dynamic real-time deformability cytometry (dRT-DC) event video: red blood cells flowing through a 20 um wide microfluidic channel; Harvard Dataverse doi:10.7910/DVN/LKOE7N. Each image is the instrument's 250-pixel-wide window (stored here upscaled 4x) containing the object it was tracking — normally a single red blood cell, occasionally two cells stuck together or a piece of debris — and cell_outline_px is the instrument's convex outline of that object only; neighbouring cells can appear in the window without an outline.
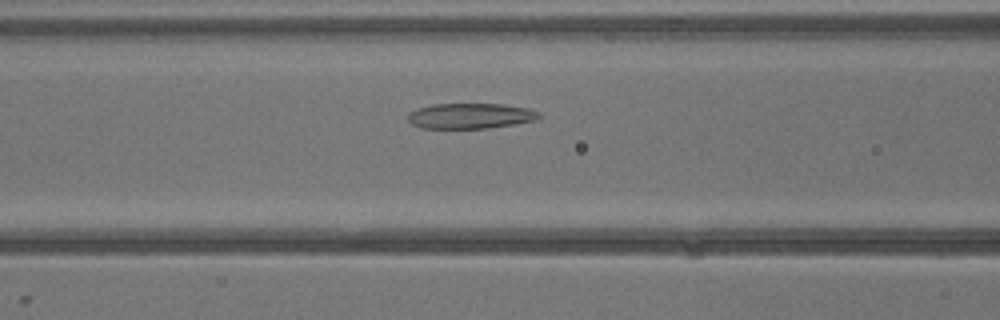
{"species": "common noctule bat (a hibernating species)", "species_latin": "Nyctalus noctula", "temperature_condition": "warm", "stored_images_in_passage": 35, "camera_frame_rate_fps": 3000, "um_per_image_px": 0.085, "animal": {"sex": "male", "body_mass_g": 13.3}, "frame": {"image": 1, "passage_image": 12, "time_ms": 3.667, "image_size_px": [1000, 320], "cell_outline_px": [[544, 116], [536, 120], [488, 128], [420, 128], [412, 124], [408, 120], [408, 112], [416, 108], [432, 104], [504, 104], [528, 108], [540, 112]], "centroid_in_image_um": [39.98, 9.84], "position_along_channel_um": 126.6, "area_um2": 19.59}}
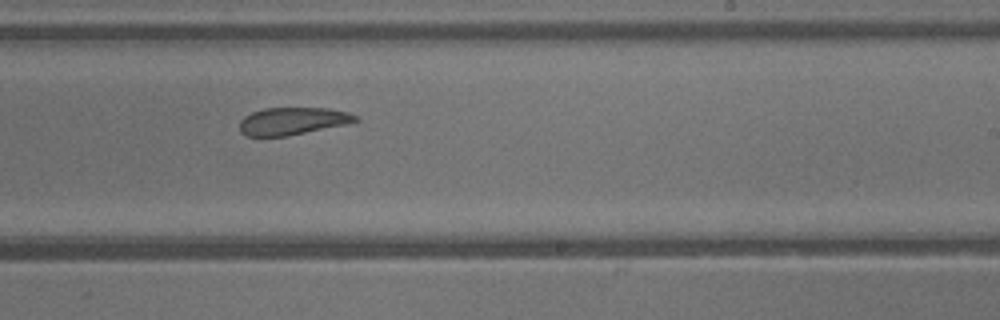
{"frame": {"image": 2, "passage_image": 20, "time_ms": 6.333, "image_size_px": [1000, 320], "cell_outline_px": [[360, 120], [348, 124], [288, 136], [244, 136], [240, 132], [240, 120], [244, 116], [252, 112], [264, 108], [328, 108], [348, 112], [356, 116]], "centroid_in_image_um": [24.86, 10.29], "position_along_channel_um": 264.1, "area_um2": 18.67}}
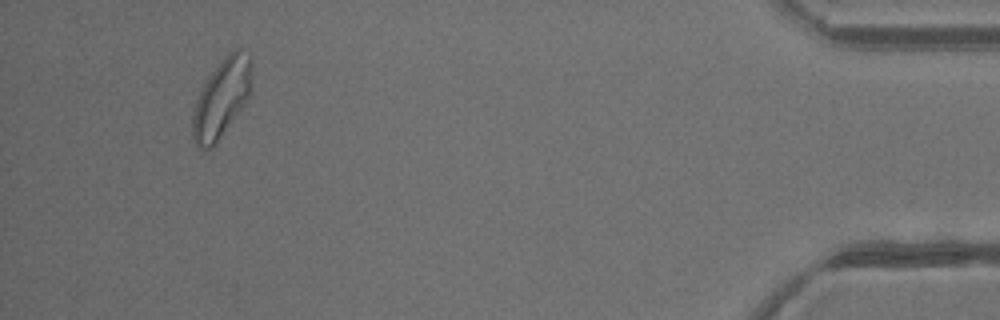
{"frame": {"image": 3, "passage_image": 33, "time_ms": 10.667, "image_size_px": [1000, 320], "cell_outline_px": [[252, 72], [248, 96], [244, 104], [216, 144], [212, 148], [204, 152], [196, 144], [192, 136], [192, 116], [196, 100], [208, 76], [224, 56], [228, 52], [236, 48], [240, 48], [252, 56]], "centroid_in_image_um": [18.83, 8.34], "position_along_channel_um": 416.4, "area_um2": 27.17}}